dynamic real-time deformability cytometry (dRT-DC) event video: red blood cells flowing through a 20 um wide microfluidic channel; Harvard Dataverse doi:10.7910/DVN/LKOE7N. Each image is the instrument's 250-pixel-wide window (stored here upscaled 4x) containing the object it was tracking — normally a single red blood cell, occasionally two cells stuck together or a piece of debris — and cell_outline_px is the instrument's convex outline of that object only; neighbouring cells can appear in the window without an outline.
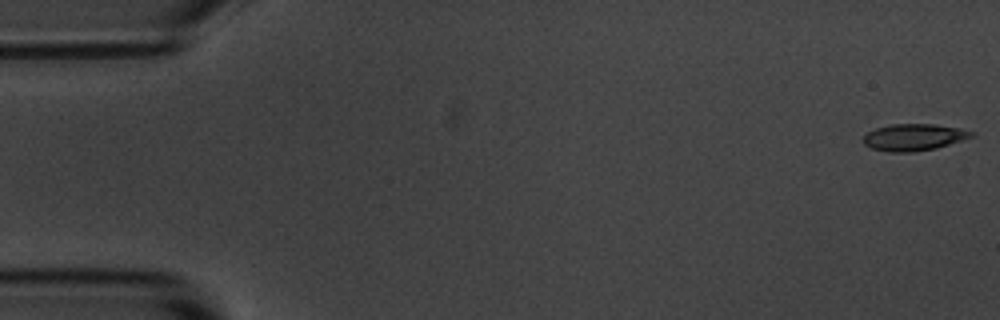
{"species": "common noctule bat (a hibernating species)", "species_latin": "Nyctalus noctula", "temperature_condition": "room temperature", "stored_images_in_passage": 55, "camera_frame_rate_fps": 3000, "um_per_image_px": 0.085, "animal": {"sex": "male", "body_mass_g": 20.1, "forearm_length_mm": 53.5}, "frame": {"image": 1, "passage_image": 1, "time_ms": 0.0, "image_size_px": [1000, 320], "cell_outline_px": [[976, 132], [972, 136], [936, 148], [912, 152], [888, 152], [872, 148], [864, 144], [864, 136], [868, 132], [876, 128], [892, 124], [936, 124], [960, 128]], "centroid_in_image_um": [77.67, 11.66], "position_along_channel_um": 7.3, "area_um2": 16.7}}
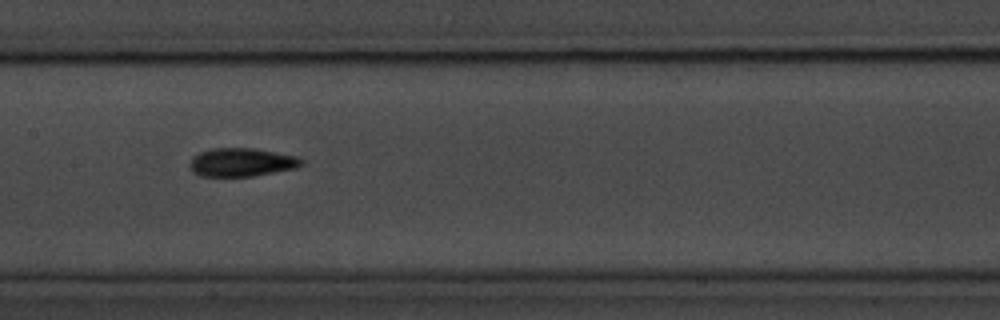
{"frame": {"image": 2, "passage_image": 27, "time_ms": 8.667, "image_size_px": [1000, 320], "cell_outline_px": [[304, 164], [296, 168], [252, 176], [200, 176], [192, 172], [188, 164], [192, 156], [200, 152], [212, 148], [252, 148], [296, 156], [304, 160]], "centroid_in_image_um": [20.5, 13.79], "position_along_channel_um": 186.9, "area_um2": 18.55}}
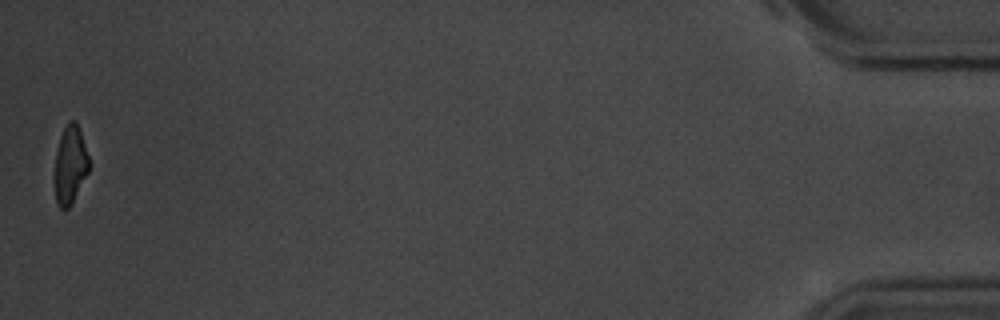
{"frame": {"image": 3, "passage_image": 55, "time_ms": 18.0, "image_size_px": [1000, 320], "cell_outline_px": [[92, 164], [72, 204], [68, 208], [60, 208], [56, 204], [52, 176], [56, 152], [60, 136], [68, 120], [76, 120]], "centroid_in_image_um": [5.94, 14.03], "position_along_channel_um": 429.3, "area_um2": 16.36}, "authors_computed_cell_mechanics": {"area_um2": 17.5712, "velocity_mm_per_s": 3.6244, "shape_relaxation_time_tau1_ms": 2.6829, "shape_relaxation_time_tau2_ms": 3.1193, "deformation_change_tau1": 0.1424, "deformation_change_tau2": 0.0915}}